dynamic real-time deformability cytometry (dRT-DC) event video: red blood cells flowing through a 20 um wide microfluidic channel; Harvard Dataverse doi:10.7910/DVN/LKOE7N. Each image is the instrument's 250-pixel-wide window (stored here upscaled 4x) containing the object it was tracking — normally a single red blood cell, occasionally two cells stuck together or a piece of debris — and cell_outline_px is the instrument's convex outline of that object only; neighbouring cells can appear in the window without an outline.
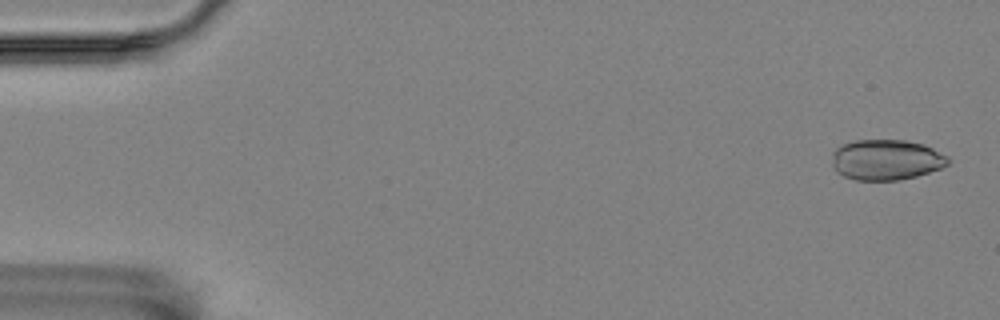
{"species": "Egyptian fruit bat (a non-hibernating species)", "species_latin": "Rousettus aegyptiacus", "temperature_condition": "room temperature", "stored_images_in_passage": 39, "camera_frame_rate_fps": 3000, "um_per_image_px": 0.085, "animal": {"sex": "female"}, "frame": {"image": 1, "passage_image": 2, "time_ms": 0.333, "image_size_px": [1000, 320], "cell_outline_px": [[948, 164], [940, 168], [916, 176], [900, 180], [856, 180], [844, 176], [836, 172], [832, 164], [832, 152], [836, 148], [844, 144], [856, 140], [904, 140], [924, 144], [948, 156]], "centroid_in_image_um": [75.31, 13.58], "position_along_channel_um": 9.7, "area_um2": 27.4}}
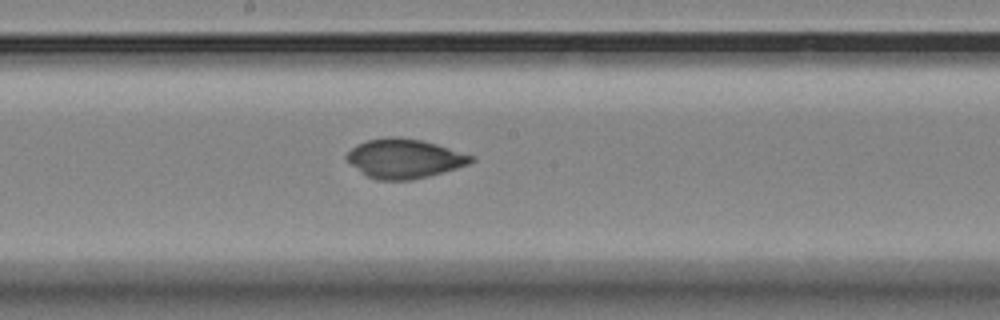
{"frame": {"image": 2, "passage_image": 30, "time_ms": 9.667, "image_size_px": [1000, 320], "cell_outline_px": [[476, 160], [468, 164], [456, 168], [428, 176], [412, 180], [376, 180], [368, 176], [344, 160], [344, 156], [356, 144], [368, 140], [392, 136], [396, 136], [420, 140], [436, 144], [476, 156]], "centroid_in_image_um": [34.36, 13.47], "position_along_channel_um": 213.8, "area_um2": 28.5}}
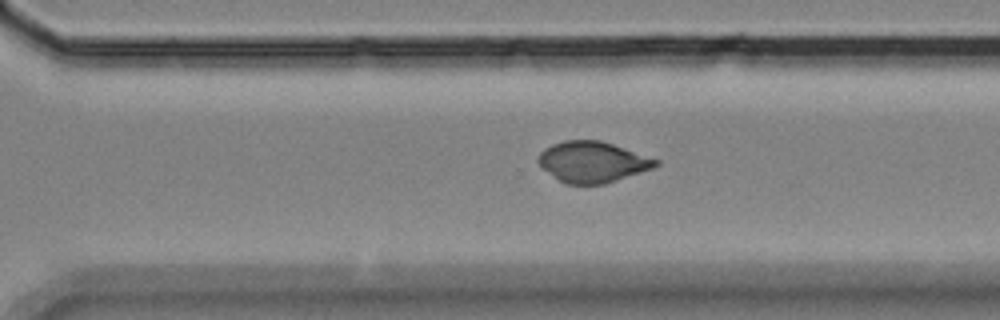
{"frame": {"image": 3, "passage_image": 39, "time_ms": 12.667, "image_size_px": [1000, 320], "cell_outline_px": [[660, 164], [652, 168], [604, 184], [568, 184], [560, 180], [540, 168], [536, 160], [540, 152], [544, 148], [552, 144], [564, 140], [600, 140], [660, 160]], "centroid_in_image_um": [50.32, 13.76], "position_along_channel_um": 320.3, "area_um2": 27.86}}